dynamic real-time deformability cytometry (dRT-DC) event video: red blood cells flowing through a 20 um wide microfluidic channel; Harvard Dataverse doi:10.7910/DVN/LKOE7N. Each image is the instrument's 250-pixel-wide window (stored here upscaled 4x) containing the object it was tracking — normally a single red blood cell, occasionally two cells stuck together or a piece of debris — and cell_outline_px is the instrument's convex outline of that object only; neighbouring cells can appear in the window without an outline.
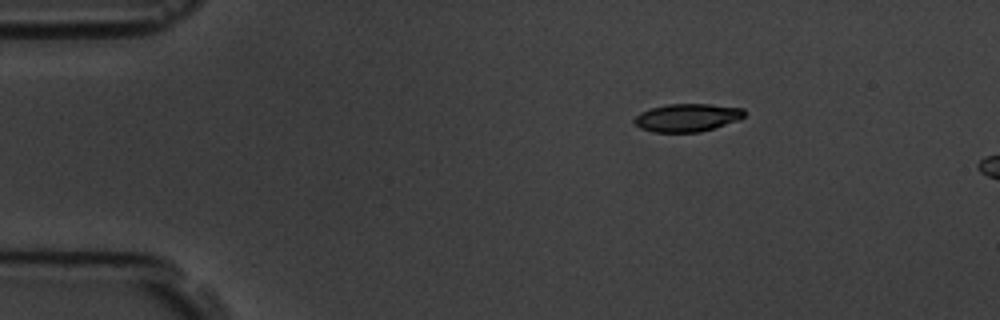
{"species": "common noctule bat (a hibernating species)", "species_latin": "Nyctalus noctula", "temperature_condition": "room temperature", "stored_images_in_passage": 3, "camera_frame_rate_fps": 3000, "um_per_image_px": 0.085, "animal": {"sex": "male", "body_mass_g": 19.5, "forearm_length_mm": 54.6}, "frame": {"image": 1, "passage_image": 1, "time_ms": 0.0, "image_size_px": [1000, 320], "cell_outline_px": [[744, 116], [736, 120], [700, 132], [652, 132], [640, 128], [632, 120], [640, 112], [652, 108], [668, 104], [712, 104], [744, 108]], "centroid_in_image_um": [58.38, 9.99], "position_along_channel_um": 26.6, "area_um2": 17.74}}